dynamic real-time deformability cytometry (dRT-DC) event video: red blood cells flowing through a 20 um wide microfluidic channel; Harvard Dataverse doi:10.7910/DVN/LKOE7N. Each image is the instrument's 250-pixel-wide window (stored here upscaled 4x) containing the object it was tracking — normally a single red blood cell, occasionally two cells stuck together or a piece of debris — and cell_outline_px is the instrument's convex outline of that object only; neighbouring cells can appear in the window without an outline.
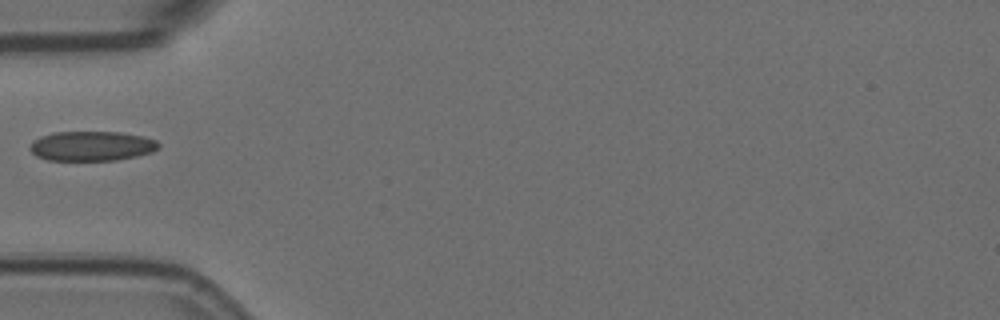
{"species": "Egyptian fruit bat (a non-hibernating species)", "species_latin": "Rousettus aegyptiacus", "temperature_condition": "room temperature", "stored_images_in_passage": 5, "camera_frame_rate_fps": 3000, "um_per_image_px": 0.085, "animal": {"sex": "female"}, "frame": {"image": 1, "passage_image": 5, "time_ms": 1.333, "image_size_px": [1000, 320], "cell_outline_px": [[160, 148], [152, 152], [136, 156], [116, 160], [48, 160], [36, 156], [28, 148], [32, 140], [40, 136], [52, 132], [120, 132], [144, 136], [156, 140], [160, 144]], "centroid_in_image_um": [7.78, 12.4], "position_along_channel_um": 77.2, "area_um2": 22.48}}